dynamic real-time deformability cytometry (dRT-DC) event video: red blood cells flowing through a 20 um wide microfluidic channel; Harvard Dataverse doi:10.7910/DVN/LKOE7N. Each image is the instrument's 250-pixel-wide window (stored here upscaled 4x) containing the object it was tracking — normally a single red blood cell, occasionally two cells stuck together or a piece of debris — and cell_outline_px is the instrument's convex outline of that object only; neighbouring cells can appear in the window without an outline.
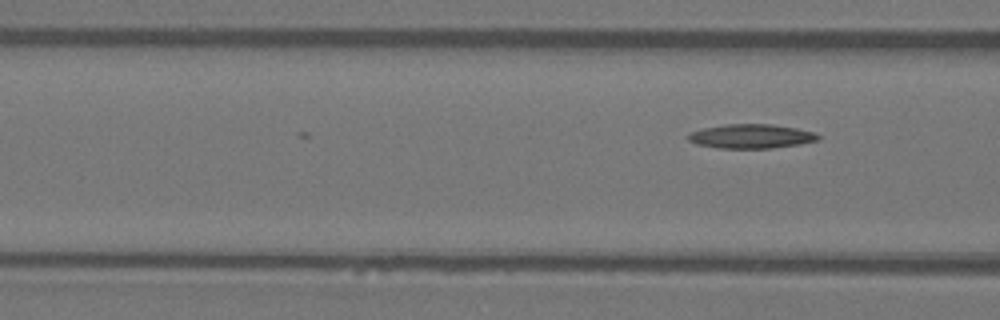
{"species": "Egyptian fruit bat (a non-hibernating species)", "species_latin": "Rousettus aegyptiacus", "temperature_condition": "warm", "stored_images_in_passage": 17, "camera_frame_rate_fps": 3000, "um_per_image_px": 0.085, "animal": {"sex": "female"}, "frame": {"image": 1, "passage_image": 17, "time_ms": 5.333, "image_size_px": [1000, 320], "cell_outline_px": [[820, 140], [800, 144], [772, 148], [716, 148], [696, 144], [688, 140], [688, 132], [704, 128], [724, 124], [772, 124], [796, 128], [812, 132], [820, 136]], "centroid_in_image_um": [63.82, 11.58], "position_along_channel_um": 102.8, "area_um2": 18.38}}